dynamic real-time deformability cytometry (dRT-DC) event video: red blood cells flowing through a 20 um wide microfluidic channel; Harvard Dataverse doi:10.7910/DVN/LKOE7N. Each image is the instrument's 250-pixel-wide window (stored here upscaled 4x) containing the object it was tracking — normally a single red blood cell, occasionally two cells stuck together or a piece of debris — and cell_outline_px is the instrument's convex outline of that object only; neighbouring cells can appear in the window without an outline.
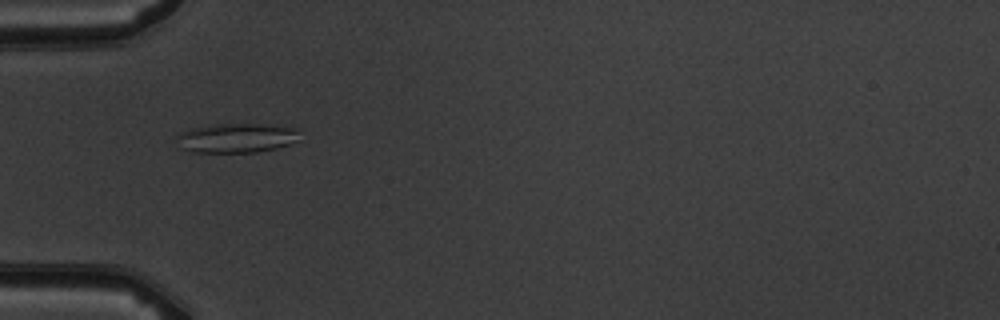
{"species": "common noctule bat (a hibernating species)", "species_latin": "Nyctalus noctula", "temperature_condition": "warm", "stored_images_in_passage": 5, "camera_frame_rate_fps": 3000, "um_per_image_px": 0.085, "animal": {"sex": "male", "body_mass_g": 19.5, "forearm_length_mm": 54.6}, "frame": {"image": 1, "passage_image": 3, "time_ms": 2.0, "image_size_px": [1000, 320], "cell_outline_px": [[300, 140], [276, 148], [256, 152], [192, 152], [180, 148], [176, 136], [180, 132], [192, 128], [216, 124], [260, 124], [296, 128]], "centroid_in_image_um": [20.08, 11.73], "position_along_channel_um": 64.9, "area_um2": 20.98}}
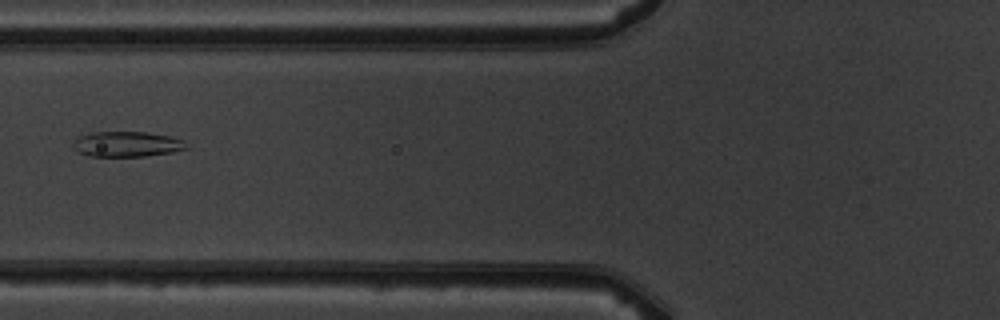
{"frame": {"image": 2, "passage_image": 4, "time_ms": 3.333, "image_size_px": [1000, 320], "cell_outline_px": [[188, 148], [172, 152], [144, 156], [88, 156], [72, 148], [72, 144], [80, 136], [92, 132], [148, 132], [168, 136], [184, 140], [188, 144]], "centroid_in_image_um": [10.8, 12.25], "position_along_channel_um": 115.0, "area_um2": 16.65}}